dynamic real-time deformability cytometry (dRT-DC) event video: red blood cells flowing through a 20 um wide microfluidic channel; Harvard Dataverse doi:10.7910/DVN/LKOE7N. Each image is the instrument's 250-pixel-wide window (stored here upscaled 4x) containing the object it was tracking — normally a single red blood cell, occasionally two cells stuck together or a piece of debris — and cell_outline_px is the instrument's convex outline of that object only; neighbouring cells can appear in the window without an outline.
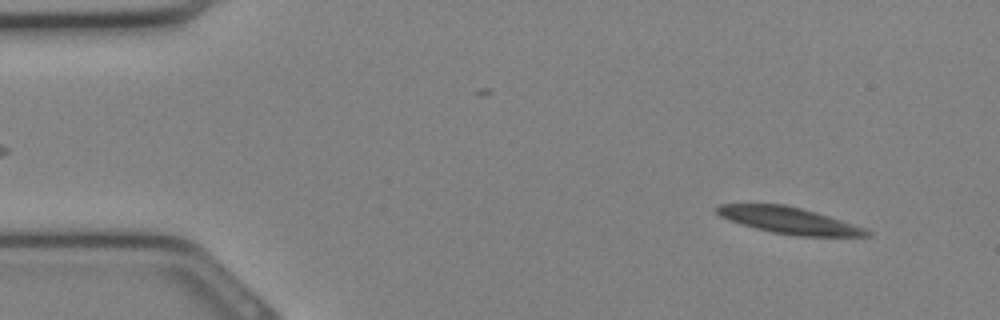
{"species": "Egyptian fruit bat (a non-hibernating species)", "species_latin": "Rousettus aegyptiacus", "temperature_condition": "cold", "stored_images_in_passage": 31, "camera_frame_rate_fps": 3000, "um_per_image_px": 0.085, "animal": {"sex": "female"}, "frame": {"image": 1, "passage_image": 2, "time_ms": 0.333, "image_size_px": [1000, 320], "cell_outline_px": [[872, 236], [800, 236], [772, 232], [756, 228], [720, 216], [716, 212], [716, 208], [720, 204], [784, 204], [816, 212], [864, 228], [872, 232]], "centroid_in_image_um": [67.09, 18.73], "position_along_channel_um": 17.9, "area_um2": 22.66}}
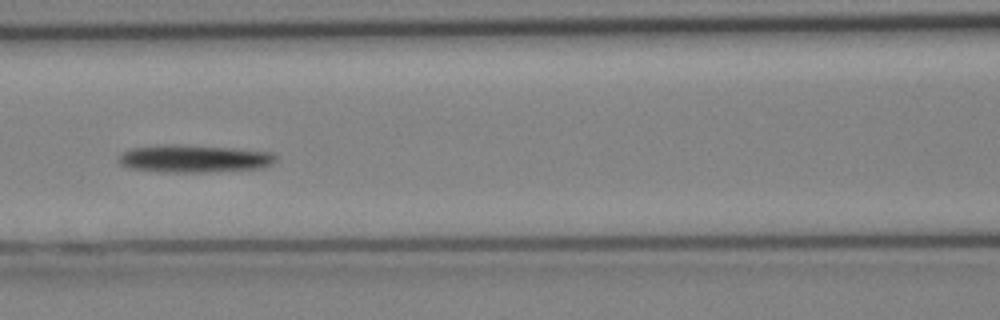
{"frame": {"image": 2, "passage_image": 13, "time_ms": 4.0, "image_size_px": [1000, 320], "cell_outline_px": [[276, 160], [272, 164], [260, 168], [200, 172], [172, 172], [128, 168], [120, 164], [116, 160], [116, 156], [128, 148], [160, 144], [180, 144], [232, 148], [272, 152], [276, 156]], "centroid_in_image_um": [16.41, 13.46], "position_along_channel_um": 150.2, "area_um2": 25.49}}
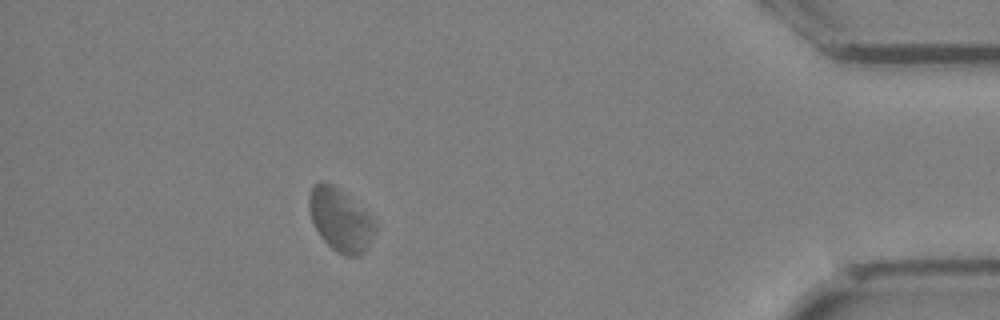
{"frame": {"image": 3, "passage_image": 28, "time_ms": 9.0, "image_size_px": [1000, 320], "cell_outline_px": [[376, 228], [368, 248], [360, 256], [344, 256], [336, 252], [320, 236], [312, 220], [308, 208], [308, 196], [312, 188], [320, 180], [332, 184], [376, 220]], "centroid_in_image_um": [28.93, 18.72], "position_along_channel_um": 406.3, "area_um2": 23.99}}